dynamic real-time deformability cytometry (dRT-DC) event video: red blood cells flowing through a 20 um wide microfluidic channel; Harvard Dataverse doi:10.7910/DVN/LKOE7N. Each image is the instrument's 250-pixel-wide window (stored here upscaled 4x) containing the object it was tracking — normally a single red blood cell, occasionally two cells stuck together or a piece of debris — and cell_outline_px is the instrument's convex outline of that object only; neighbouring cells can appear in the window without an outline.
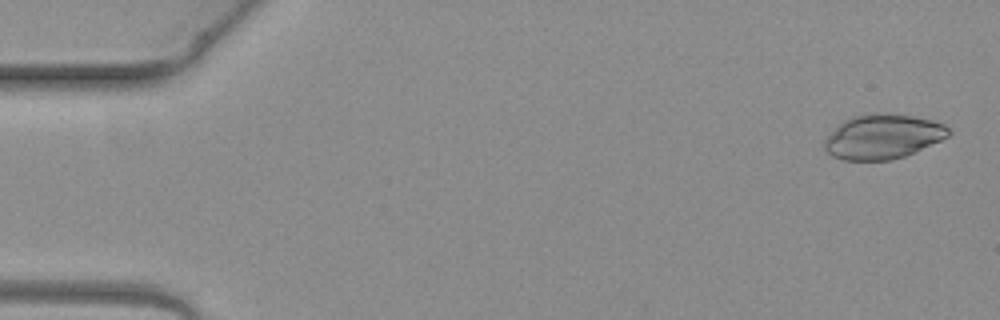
{"species": "common noctule bat (a hibernating species)", "species_latin": "Nyctalus noctula", "temperature_condition": "warm", "stored_images_in_passage": 5, "camera_frame_rate_fps": 3000, "um_per_image_px": 0.085, "animal": {"sex": "female", "body_mass_g": 19.3, "forearm_length_mm": 54.1}, "frame": {"image": 1, "passage_image": 1, "time_ms": 0.0, "image_size_px": [1000, 320], "cell_outline_px": [[952, 132], [948, 136], [940, 140], [904, 156], [892, 160], [844, 160], [832, 156], [824, 148], [824, 140], [844, 120], [852, 116], [912, 116], [932, 120], [944, 124]], "centroid_in_image_um": [75.04, 11.66], "position_along_channel_um": 10.0, "area_um2": 31.1}}